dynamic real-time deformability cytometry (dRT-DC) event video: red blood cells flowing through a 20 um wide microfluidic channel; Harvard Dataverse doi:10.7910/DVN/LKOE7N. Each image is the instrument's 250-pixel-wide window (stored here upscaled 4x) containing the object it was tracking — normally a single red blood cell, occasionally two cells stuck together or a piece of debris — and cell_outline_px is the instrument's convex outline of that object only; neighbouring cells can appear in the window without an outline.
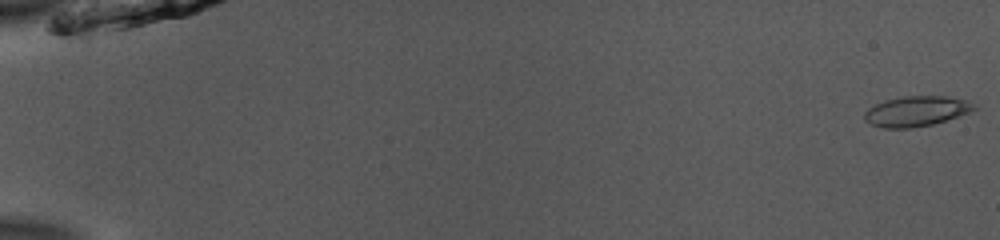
{"species": "common noctule bat (a hibernating species)", "species_latin": "Nyctalus noctula", "temperature_condition": "room temperature", "stored_images_in_passage": 33, "camera_frame_rate_fps": 3000, "um_per_image_px": 0.085, "animal": {"sex": "male", "body_mass_g": 13.0, "forearm_length_mm": 53.1}, "frame": {"image": 1, "passage_image": 1, "time_ms": 0.0, "image_size_px": [1000, 240], "cell_outline_px": [[976, 108], [968, 112], [932, 124], [912, 128], [884, 128], [872, 124], [864, 120], [864, 112], [868, 108], [876, 104], [888, 100], [904, 96], [948, 96], [964, 100], [976, 104]], "centroid_in_image_um": [77.86, 9.45], "position_along_channel_um": 7.1, "area_um2": 18.96}}
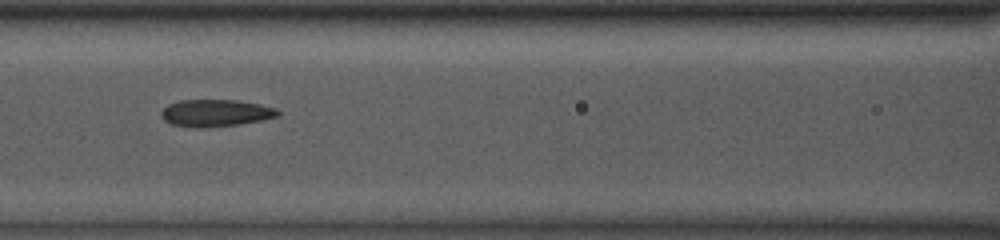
{"frame": {"image": 2, "passage_image": 25, "time_ms": 8.0, "image_size_px": [1000, 240], "cell_outline_px": [[280, 116], [260, 120], [236, 124], [196, 128], [172, 124], [164, 120], [160, 116], [160, 112], [168, 104], [180, 100], [236, 100], [260, 104], [276, 108], [280, 112]], "centroid_in_image_um": [18.31, 9.59], "position_along_channel_um": 148.3, "area_um2": 18.26}}
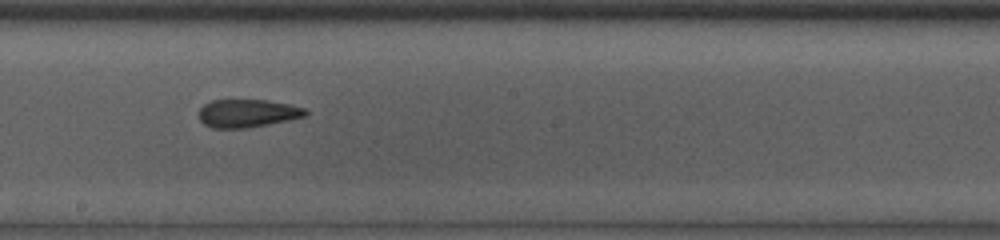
{"frame": {"image": 3, "passage_image": 31, "time_ms": 10.0, "image_size_px": [1000, 240], "cell_outline_px": [[308, 116], [248, 128], [212, 128], [204, 124], [200, 120], [200, 108], [204, 104], [212, 100], [264, 100], [288, 104], [304, 108], [308, 112]], "centroid_in_image_um": [21.04, 9.63], "position_along_channel_um": 227.2, "area_um2": 17.34}}